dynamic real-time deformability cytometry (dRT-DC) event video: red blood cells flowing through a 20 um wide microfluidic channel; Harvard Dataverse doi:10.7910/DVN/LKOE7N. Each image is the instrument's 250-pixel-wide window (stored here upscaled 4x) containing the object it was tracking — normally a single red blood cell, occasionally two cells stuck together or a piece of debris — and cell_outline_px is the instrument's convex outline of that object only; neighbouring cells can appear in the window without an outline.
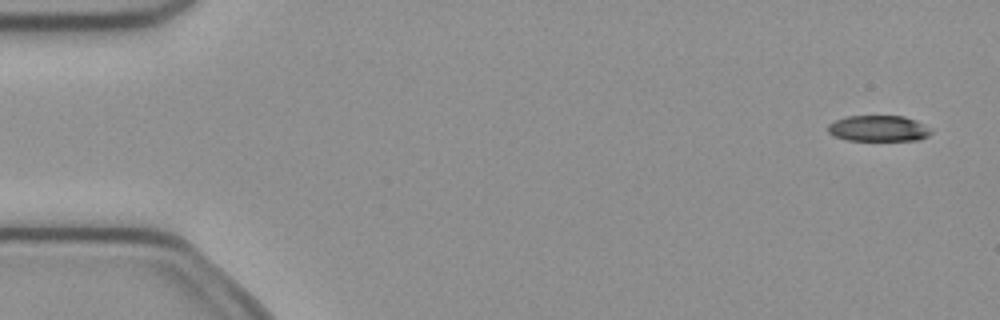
{"species": "common noctule bat (a hibernating species)", "species_latin": "Nyctalus noctula", "temperature_condition": "cold", "stored_images_in_passage": 4, "camera_frame_rate_fps": 3000, "um_per_image_px": 0.085, "animal": {"sex": "female", "body_mass_g": 21.9}, "frame": {"image": 1, "passage_image": 1, "time_ms": 0.0, "image_size_px": [1000, 320], "cell_outline_px": [[932, 132], [928, 136], [920, 140], [848, 140], [836, 136], [828, 132], [828, 124], [844, 116], [904, 116], [916, 120], [932, 128]], "centroid_in_image_um": [74.71, 10.91], "position_along_channel_um": 10.3, "area_um2": 15.66}}